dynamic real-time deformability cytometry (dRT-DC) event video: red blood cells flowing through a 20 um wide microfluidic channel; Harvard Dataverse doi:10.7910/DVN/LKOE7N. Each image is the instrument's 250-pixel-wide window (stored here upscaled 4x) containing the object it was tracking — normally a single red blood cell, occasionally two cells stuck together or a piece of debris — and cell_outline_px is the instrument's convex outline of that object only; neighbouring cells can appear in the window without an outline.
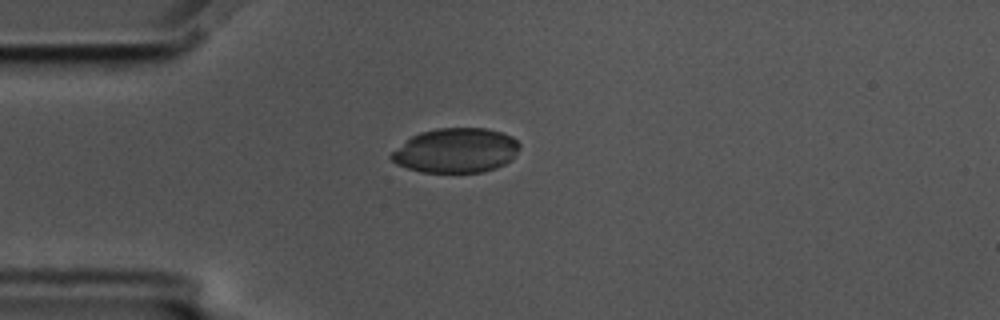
{"species": "common noctule bat (a hibernating species)", "species_latin": "Nyctalus noctula", "temperature_condition": "cold", "stored_images_in_passage": 44, "camera_frame_rate_fps": 3000, "um_per_image_px": 0.085, "animal": {"sex": "male", "body_mass_g": 17.5, "forearm_length_mm": 52.3}, "frame": {"image": 1, "passage_image": 1, "time_ms": 0.0, "image_size_px": [1000, 320], "cell_outline_px": [[520, 148], [512, 160], [496, 168], [484, 172], [420, 172], [396, 164], [388, 156], [392, 152], [412, 136], [420, 132], [436, 128], [488, 128], [512, 136], [520, 144]], "centroid_in_image_um": [38.78, 12.79], "position_along_channel_um": 46.2, "area_um2": 33.41}}
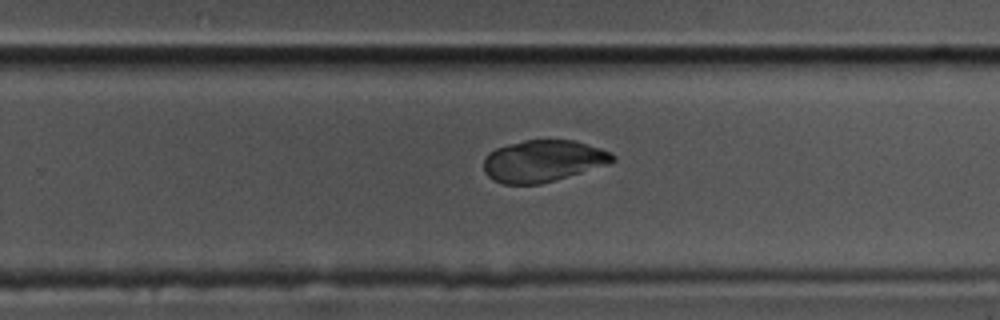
{"frame": {"image": 2, "passage_image": 23, "time_ms": 7.333, "image_size_px": [1000, 320], "cell_outline_px": [[616, 160], [612, 164], [540, 184], [504, 184], [492, 180], [484, 172], [484, 160], [488, 152], [496, 148], [508, 144], [524, 140], [576, 140], [612, 152], [616, 156]], "centroid_in_image_um": [46.2, 13.68], "position_along_channel_um": 283.6, "area_um2": 31.73}}
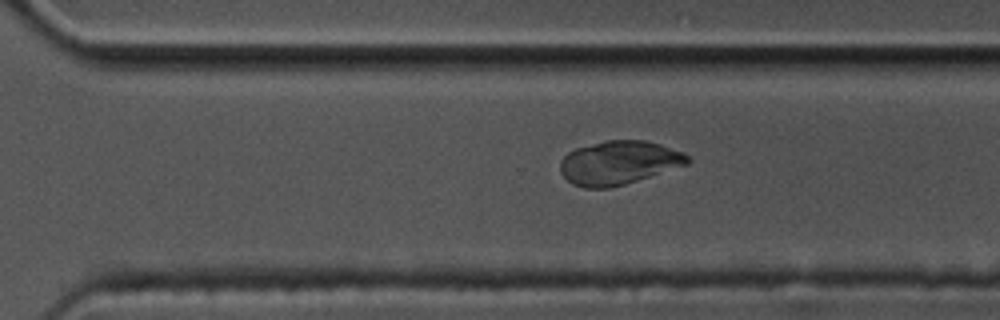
{"frame": {"image": 3, "passage_image": 26, "time_ms": 8.333, "image_size_px": [1000, 320], "cell_outline_px": [[692, 160], [688, 164], [612, 188], [584, 188], [572, 184], [560, 172], [560, 160], [568, 152], [576, 148], [604, 140], [644, 140], [660, 144], [684, 152]], "centroid_in_image_um": [52.59, 13.83], "position_along_channel_um": 318.0, "area_um2": 32.54}}